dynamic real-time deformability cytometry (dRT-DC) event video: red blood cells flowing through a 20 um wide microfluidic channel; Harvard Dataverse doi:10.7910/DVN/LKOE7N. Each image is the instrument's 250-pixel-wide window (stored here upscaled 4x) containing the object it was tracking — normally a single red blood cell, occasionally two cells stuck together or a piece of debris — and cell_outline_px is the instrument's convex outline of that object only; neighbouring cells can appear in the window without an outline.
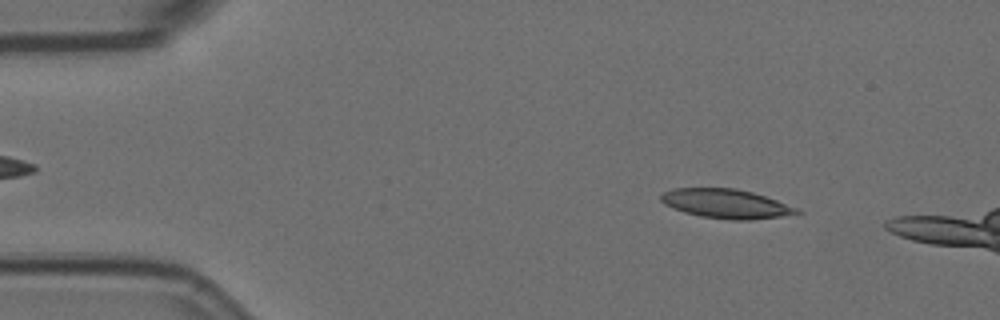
{"species": "Egyptian fruit bat (a non-hibernating species)", "species_latin": "Rousettus aegyptiacus", "temperature_condition": "room temperature", "stored_images_in_passage": 10, "camera_frame_rate_fps": 3000, "um_per_image_px": 0.085, "animal": {"sex": "female"}, "frame": {"image": 1, "passage_image": 1, "time_ms": 0.0, "image_size_px": [1000, 320], "cell_outline_px": [[804, 212], [780, 216], [752, 220], [732, 220], [700, 216], [684, 212], [672, 208], [664, 204], [660, 200], [660, 196], [664, 192], [672, 188], [736, 188], [752, 192], [776, 200], [796, 208]], "centroid_in_image_um": [61.67, 17.31], "position_along_channel_um": 23.3, "area_um2": 23.0}}
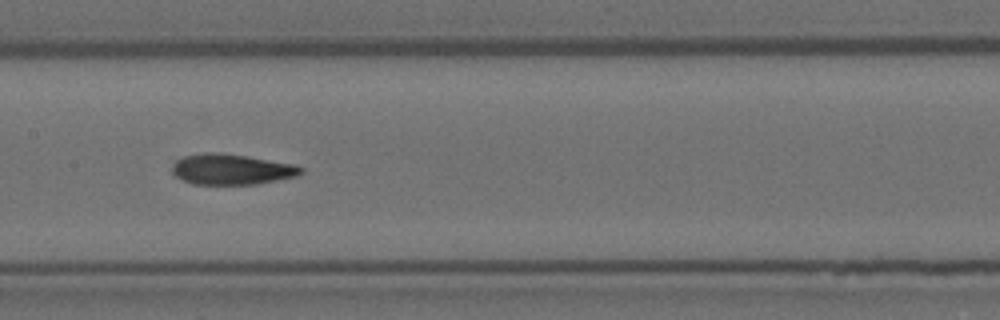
{"frame": {"image": 2, "passage_image": 7, "time_ms": 2.0, "image_size_px": [1000, 320], "cell_outline_px": [[304, 172], [296, 176], [256, 184], [192, 184], [176, 176], [172, 172], [172, 164], [176, 160], [184, 156], [208, 152], [220, 152], [248, 156], [292, 164], [304, 168]], "centroid_in_image_um": [19.66, 14.38], "position_along_channel_um": 187.7, "area_um2": 22.89}}
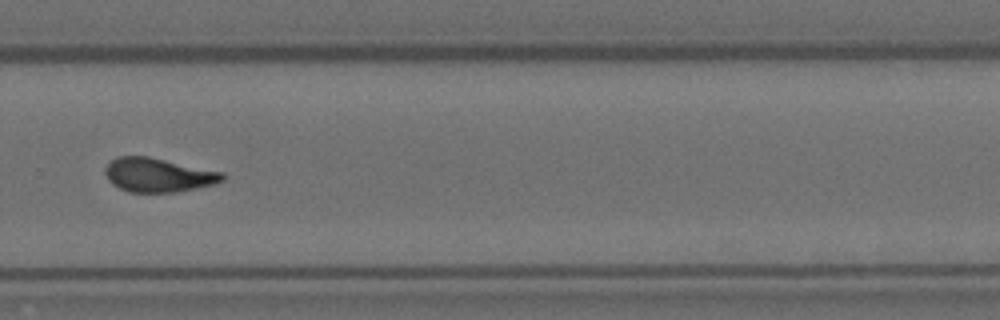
{"frame": {"image": 3, "passage_image": 10, "time_ms": 3.0, "image_size_px": [1000, 320], "cell_outline_px": [[228, 176], [224, 180], [216, 184], [176, 192], [128, 192], [112, 184], [108, 180], [104, 172], [104, 168], [116, 156], [148, 156], [224, 172]], "centroid_in_image_um": [13.47, 14.87], "position_along_channel_um": 316.3, "area_um2": 23.47}}